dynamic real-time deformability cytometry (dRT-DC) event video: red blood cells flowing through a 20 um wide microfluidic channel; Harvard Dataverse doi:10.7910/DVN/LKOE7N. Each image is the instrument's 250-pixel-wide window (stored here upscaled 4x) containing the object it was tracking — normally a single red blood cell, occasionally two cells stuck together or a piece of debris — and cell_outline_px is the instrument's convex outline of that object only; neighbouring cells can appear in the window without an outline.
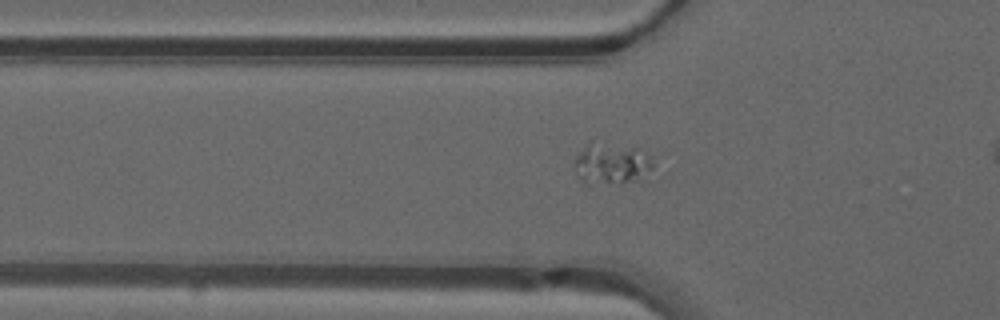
{"species": "common noctule bat (a hibernating species)", "species_latin": "Nyctalus noctula", "temperature_condition": "warm", "stored_images_in_passage": 41, "camera_frame_rate_fps": 3000, "um_per_image_px": 0.085, "animal": {"sex": "male", "forearm_length_mm": 52.5}, "frame": {"image": 1, "passage_image": 8, "time_ms": 2.333, "image_size_px": [1000, 320], "cell_outline_px": [[656, 156], [652, 168], [636, 180], [620, 184], [584, 184], [576, 176], [572, 164], [576, 156], [588, 144], [640, 148]], "centroid_in_image_um": [51.99, 13.97], "position_along_channel_um": 73.8, "area_um2": 18.96}}
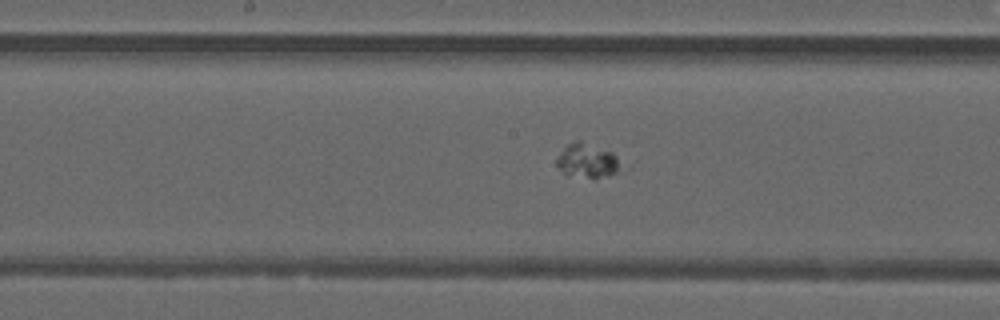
{"frame": {"image": 2, "passage_image": 17, "time_ms": 5.333, "image_size_px": [1000, 320], "cell_outline_px": [[620, 168], [616, 172], [608, 176], [596, 180], [568, 176], [556, 164], [556, 156], [568, 144], [576, 140], [580, 140], [612, 152], [616, 156]], "centroid_in_image_um": [49.88, 13.69], "position_along_channel_um": 198.3, "area_um2": 13.01}}
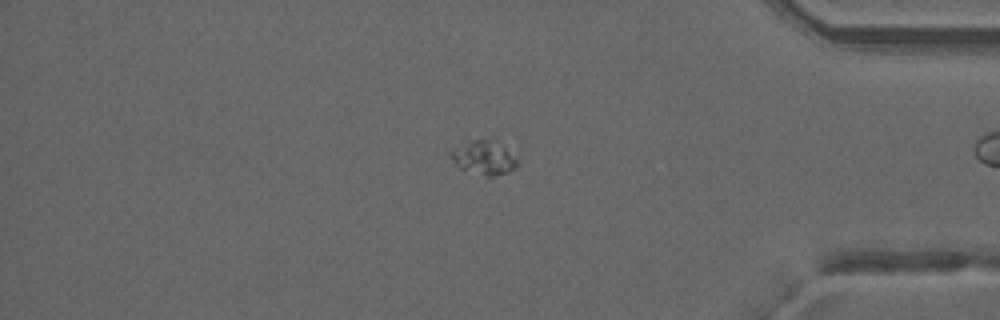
{"frame": {"image": 3, "passage_image": 33, "time_ms": 10.667, "image_size_px": [1000, 320], "cell_outline_px": [[520, 164], [516, 168], [508, 172], [492, 176], [488, 176], [460, 168], [452, 160], [452, 148], [472, 140], [488, 140], [504, 148]], "centroid_in_image_um": [41.12, 13.43], "position_along_channel_um": 394.1, "area_um2": 12.43}}